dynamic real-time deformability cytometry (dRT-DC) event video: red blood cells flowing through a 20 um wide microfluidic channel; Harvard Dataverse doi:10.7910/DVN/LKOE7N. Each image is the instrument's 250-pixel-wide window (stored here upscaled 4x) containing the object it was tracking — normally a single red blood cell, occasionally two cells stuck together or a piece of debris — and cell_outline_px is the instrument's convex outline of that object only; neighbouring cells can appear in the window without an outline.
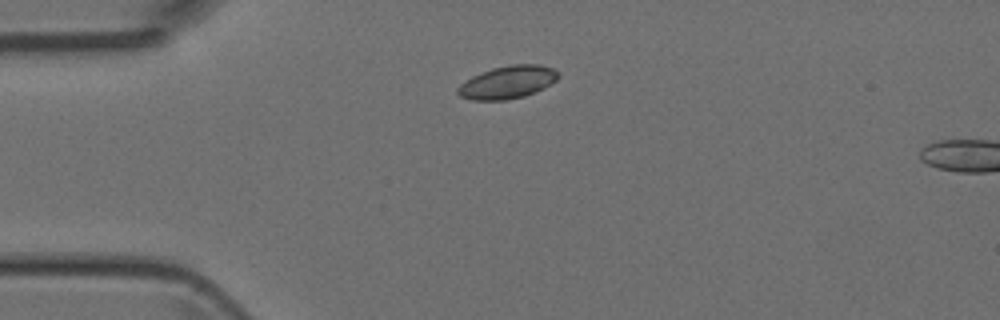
{"species": "Egyptian fruit bat (a non-hibernating species)", "species_latin": "Rousettus aegyptiacus", "temperature_condition": "room temperature", "stored_images_in_passage": 2, "camera_frame_rate_fps": 3000, "um_per_image_px": 0.085, "animal": {"sex": "female"}, "frame": {"image": 1, "passage_image": 1, "time_ms": 0.0, "image_size_px": [1000, 320], "cell_outline_px": [[560, 76], [552, 84], [544, 88], [524, 96], [504, 100], [472, 100], [460, 96], [456, 92], [456, 88], [460, 84], [472, 76], [492, 68], [508, 64], [540, 64], [552, 68], [560, 72]], "centroid_in_image_um": [43.16, 6.98], "position_along_channel_um": 41.8, "area_um2": 19.36}}